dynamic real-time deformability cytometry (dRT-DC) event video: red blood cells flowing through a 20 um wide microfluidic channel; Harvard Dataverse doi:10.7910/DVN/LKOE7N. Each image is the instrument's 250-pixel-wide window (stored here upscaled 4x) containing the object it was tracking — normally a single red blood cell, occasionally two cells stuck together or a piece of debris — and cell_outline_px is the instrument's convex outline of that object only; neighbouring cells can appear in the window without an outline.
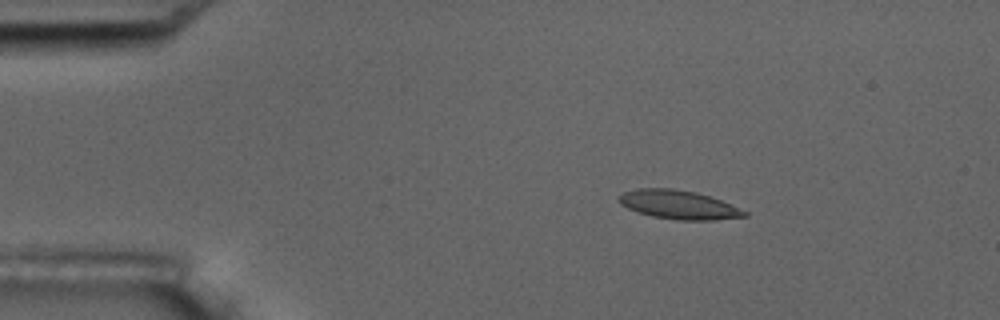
{"species": "common noctule bat (a hibernating species)", "species_latin": "Nyctalus noctula", "temperature_condition": "room temperature", "stored_images_in_passage": 5, "segment_of_instrument_passage": [1, 2], "camera_frame_rate_fps": 3000, "um_per_image_px": 0.085, "animal": {"sex": "male", "body_mass_g": 17.5, "forearm_length_mm": 52.3}, "frame": {"image": 1, "passage_image": 3, "time_ms": 2.0, "image_size_px": [1000, 320], "cell_outline_px": [[748, 216], [712, 220], [676, 220], [652, 216], [636, 212], [620, 204], [616, 200], [616, 196], [624, 192], [636, 188], [672, 188], [696, 192], [720, 200], [748, 212]], "centroid_in_image_um": [57.61, 17.4], "position_along_channel_um": 27.4, "area_um2": 21.15}}